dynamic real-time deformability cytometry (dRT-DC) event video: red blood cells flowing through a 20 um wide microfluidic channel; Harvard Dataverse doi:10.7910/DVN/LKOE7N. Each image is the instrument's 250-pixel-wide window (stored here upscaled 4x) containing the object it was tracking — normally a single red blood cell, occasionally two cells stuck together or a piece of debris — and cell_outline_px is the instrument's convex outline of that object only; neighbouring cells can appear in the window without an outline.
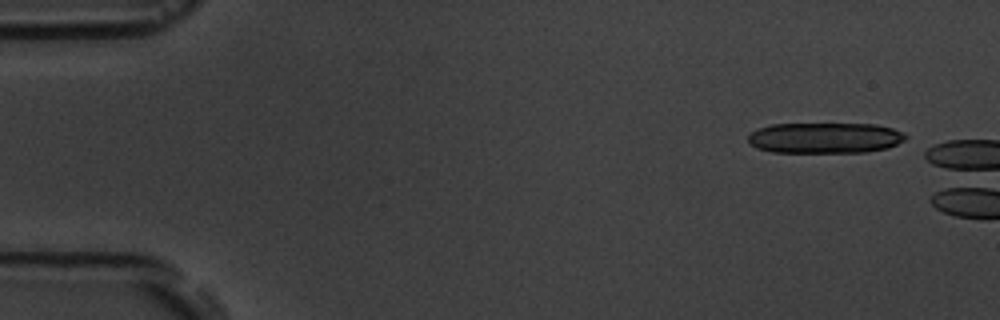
{"species": "common noctule bat (a hibernating species)", "species_latin": "Nyctalus noctula", "temperature_condition": "room temperature", "stored_images_in_passage": 2, "camera_frame_rate_fps": 3000, "um_per_image_px": 0.085, "animal": {"sex": "male", "body_mass_g": 19.5, "forearm_length_mm": 54.6}, "frame": {"image": 1, "passage_image": 1, "time_ms": 0.0, "image_size_px": [1000, 320], "cell_outline_px": [[908, 136], [904, 140], [888, 148], [864, 152], [772, 152], [756, 148], [748, 144], [748, 136], [756, 128], [772, 124], [876, 124], [892, 128], [904, 132]], "centroid_in_image_um": [70.1, 11.72], "position_along_channel_um": 14.9, "area_um2": 28.38}}